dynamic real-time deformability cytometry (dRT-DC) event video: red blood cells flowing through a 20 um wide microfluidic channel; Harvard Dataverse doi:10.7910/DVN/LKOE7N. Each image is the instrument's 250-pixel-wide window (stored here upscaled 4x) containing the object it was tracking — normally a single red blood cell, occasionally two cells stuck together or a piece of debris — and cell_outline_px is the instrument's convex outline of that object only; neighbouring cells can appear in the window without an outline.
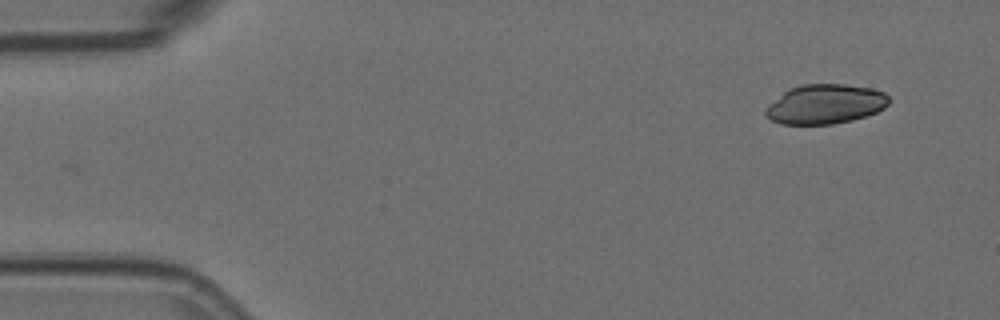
{"species": "Egyptian fruit bat (a non-hibernating species)", "species_latin": "Rousettus aegyptiacus", "temperature_condition": "room temperature", "stored_images_in_passage": 4, "camera_frame_rate_fps": 3000, "um_per_image_px": 0.085, "animal": {"sex": "female"}, "frame": {"image": 1, "passage_image": 1, "time_ms": 0.0, "image_size_px": [1000, 320], "cell_outline_px": [[888, 104], [884, 108], [876, 112], [852, 120], [832, 124], [780, 124], [764, 116], [764, 108], [768, 104], [788, 88], [800, 84], [844, 84], [872, 88], [884, 92], [888, 96]], "centroid_in_image_um": [70.1, 8.84], "position_along_channel_um": 14.9, "area_um2": 28.61}}
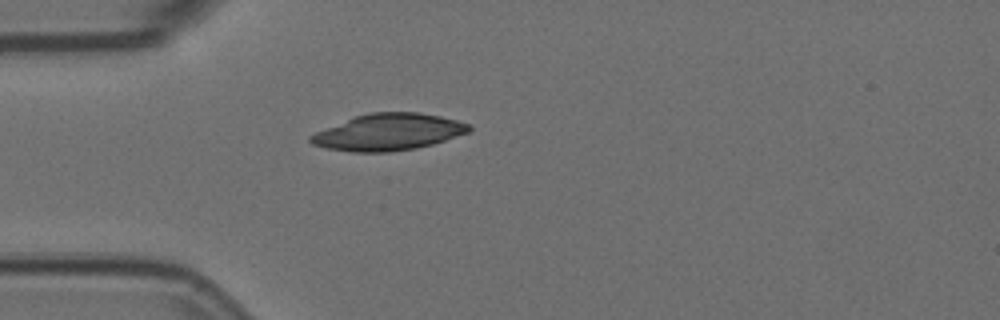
{"frame": {"image": 2, "passage_image": 4, "time_ms": 1.0, "image_size_px": [1000, 320], "cell_outline_px": [[472, 128], [468, 132], [432, 144], [416, 148], [388, 152], [352, 152], [328, 148], [312, 144], [308, 140], [308, 136], [316, 132], [356, 116], [368, 112], [416, 112], [440, 116], [472, 124]], "centroid_in_image_um": [33.02, 11.23], "position_along_channel_um": 52.0, "area_um2": 33.58}}